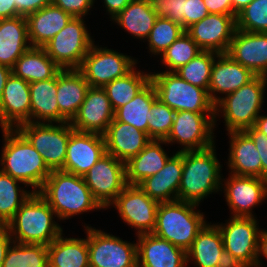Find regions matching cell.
<instances>
[{"label": "cell", "instance_id": "40", "mask_svg": "<svg viewBox=\"0 0 267 267\" xmlns=\"http://www.w3.org/2000/svg\"><path fill=\"white\" fill-rule=\"evenodd\" d=\"M217 54L213 51H201L175 72L188 83L203 88L208 92L211 69Z\"/></svg>", "mask_w": 267, "mask_h": 267}, {"label": "cell", "instance_id": "18", "mask_svg": "<svg viewBox=\"0 0 267 267\" xmlns=\"http://www.w3.org/2000/svg\"><path fill=\"white\" fill-rule=\"evenodd\" d=\"M106 154L102 134L73 131L67 143L62 171L83 176Z\"/></svg>", "mask_w": 267, "mask_h": 267}, {"label": "cell", "instance_id": "8", "mask_svg": "<svg viewBox=\"0 0 267 267\" xmlns=\"http://www.w3.org/2000/svg\"><path fill=\"white\" fill-rule=\"evenodd\" d=\"M158 98L176 111L215 113L208 92L182 79L176 72H151Z\"/></svg>", "mask_w": 267, "mask_h": 267}, {"label": "cell", "instance_id": "45", "mask_svg": "<svg viewBox=\"0 0 267 267\" xmlns=\"http://www.w3.org/2000/svg\"><path fill=\"white\" fill-rule=\"evenodd\" d=\"M153 6L159 18L170 19L184 28L185 0H157Z\"/></svg>", "mask_w": 267, "mask_h": 267}, {"label": "cell", "instance_id": "20", "mask_svg": "<svg viewBox=\"0 0 267 267\" xmlns=\"http://www.w3.org/2000/svg\"><path fill=\"white\" fill-rule=\"evenodd\" d=\"M26 122H31L29 83L11 73L0 99V126L16 129Z\"/></svg>", "mask_w": 267, "mask_h": 267}, {"label": "cell", "instance_id": "32", "mask_svg": "<svg viewBox=\"0 0 267 267\" xmlns=\"http://www.w3.org/2000/svg\"><path fill=\"white\" fill-rule=\"evenodd\" d=\"M86 238L64 237L62 232L47 246L48 267H89L88 226Z\"/></svg>", "mask_w": 267, "mask_h": 267}, {"label": "cell", "instance_id": "28", "mask_svg": "<svg viewBox=\"0 0 267 267\" xmlns=\"http://www.w3.org/2000/svg\"><path fill=\"white\" fill-rule=\"evenodd\" d=\"M163 145L168 146L165 140L152 139L143 150L125 163L128 185H139L164 167L170 156Z\"/></svg>", "mask_w": 267, "mask_h": 267}, {"label": "cell", "instance_id": "37", "mask_svg": "<svg viewBox=\"0 0 267 267\" xmlns=\"http://www.w3.org/2000/svg\"><path fill=\"white\" fill-rule=\"evenodd\" d=\"M151 81V71L137 70V65L125 76L106 84L103 89L114 112L130 102Z\"/></svg>", "mask_w": 267, "mask_h": 267}, {"label": "cell", "instance_id": "13", "mask_svg": "<svg viewBox=\"0 0 267 267\" xmlns=\"http://www.w3.org/2000/svg\"><path fill=\"white\" fill-rule=\"evenodd\" d=\"M88 226L89 267H137V243Z\"/></svg>", "mask_w": 267, "mask_h": 267}, {"label": "cell", "instance_id": "41", "mask_svg": "<svg viewBox=\"0 0 267 267\" xmlns=\"http://www.w3.org/2000/svg\"><path fill=\"white\" fill-rule=\"evenodd\" d=\"M202 50L197 43L184 32L161 55V64L167 72H175L181 66L186 65Z\"/></svg>", "mask_w": 267, "mask_h": 267}, {"label": "cell", "instance_id": "36", "mask_svg": "<svg viewBox=\"0 0 267 267\" xmlns=\"http://www.w3.org/2000/svg\"><path fill=\"white\" fill-rule=\"evenodd\" d=\"M157 98L155 86L150 81L130 102L114 112V118L148 134L147 118L150 117L151 106Z\"/></svg>", "mask_w": 267, "mask_h": 267}, {"label": "cell", "instance_id": "4", "mask_svg": "<svg viewBox=\"0 0 267 267\" xmlns=\"http://www.w3.org/2000/svg\"><path fill=\"white\" fill-rule=\"evenodd\" d=\"M56 217L47 201L33 192L6 226L14 242L48 246L63 232Z\"/></svg>", "mask_w": 267, "mask_h": 267}, {"label": "cell", "instance_id": "39", "mask_svg": "<svg viewBox=\"0 0 267 267\" xmlns=\"http://www.w3.org/2000/svg\"><path fill=\"white\" fill-rule=\"evenodd\" d=\"M2 267H48V250L43 244L12 242Z\"/></svg>", "mask_w": 267, "mask_h": 267}, {"label": "cell", "instance_id": "12", "mask_svg": "<svg viewBox=\"0 0 267 267\" xmlns=\"http://www.w3.org/2000/svg\"><path fill=\"white\" fill-rule=\"evenodd\" d=\"M215 128V113L176 111L165 141L168 145L179 144L177 152L203 150L215 144Z\"/></svg>", "mask_w": 267, "mask_h": 267}, {"label": "cell", "instance_id": "57", "mask_svg": "<svg viewBox=\"0 0 267 267\" xmlns=\"http://www.w3.org/2000/svg\"><path fill=\"white\" fill-rule=\"evenodd\" d=\"M253 0H232L233 15L242 11L246 6H248Z\"/></svg>", "mask_w": 267, "mask_h": 267}, {"label": "cell", "instance_id": "21", "mask_svg": "<svg viewBox=\"0 0 267 267\" xmlns=\"http://www.w3.org/2000/svg\"><path fill=\"white\" fill-rule=\"evenodd\" d=\"M255 76L248 68L235 61L229 54H217L212 65L211 80L208 88L210 100L216 105L224 98V95L226 96L238 90Z\"/></svg>", "mask_w": 267, "mask_h": 267}, {"label": "cell", "instance_id": "34", "mask_svg": "<svg viewBox=\"0 0 267 267\" xmlns=\"http://www.w3.org/2000/svg\"><path fill=\"white\" fill-rule=\"evenodd\" d=\"M61 70L47 55L43 47H30L12 67V73L28 83L49 80Z\"/></svg>", "mask_w": 267, "mask_h": 267}, {"label": "cell", "instance_id": "30", "mask_svg": "<svg viewBox=\"0 0 267 267\" xmlns=\"http://www.w3.org/2000/svg\"><path fill=\"white\" fill-rule=\"evenodd\" d=\"M89 84L78 69H62L57 74L59 112L70 122L85 100Z\"/></svg>", "mask_w": 267, "mask_h": 267}, {"label": "cell", "instance_id": "55", "mask_svg": "<svg viewBox=\"0 0 267 267\" xmlns=\"http://www.w3.org/2000/svg\"><path fill=\"white\" fill-rule=\"evenodd\" d=\"M11 73H12V68H10L6 65L0 64V99H1L2 94H3V90H4V87L6 85V81L9 78V76L11 75Z\"/></svg>", "mask_w": 267, "mask_h": 267}, {"label": "cell", "instance_id": "49", "mask_svg": "<svg viewBox=\"0 0 267 267\" xmlns=\"http://www.w3.org/2000/svg\"><path fill=\"white\" fill-rule=\"evenodd\" d=\"M18 16H28L41 8L52 4V0H14Z\"/></svg>", "mask_w": 267, "mask_h": 267}, {"label": "cell", "instance_id": "42", "mask_svg": "<svg viewBox=\"0 0 267 267\" xmlns=\"http://www.w3.org/2000/svg\"><path fill=\"white\" fill-rule=\"evenodd\" d=\"M185 29L170 19L157 18L154 27L151 29L147 42L149 54L154 57L160 56L174 41H176Z\"/></svg>", "mask_w": 267, "mask_h": 267}, {"label": "cell", "instance_id": "25", "mask_svg": "<svg viewBox=\"0 0 267 267\" xmlns=\"http://www.w3.org/2000/svg\"><path fill=\"white\" fill-rule=\"evenodd\" d=\"M106 153L127 162L152 140L147 133L115 118L103 134Z\"/></svg>", "mask_w": 267, "mask_h": 267}, {"label": "cell", "instance_id": "38", "mask_svg": "<svg viewBox=\"0 0 267 267\" xmlns=\"http://www.w3.org/2000/svg\"><path fill=\"white\" fill-rule=\"evenodd\" d=\"M21 184L24 186L20 187ZM27 189L24 183L0 170V226H6L33 193Z\"/></svg>", "mask_w": 267, "mask_h": 267}, {"label": "cell", "instance_id": "10", "mask_svg": "<svg viewBox=\"0 0 267 267\" xmlns=\"http://www.w3.org/2000/svg\"><path fill=\"white\" fill-rule=\"evenodd\" d=\"M86 18L73 17L43 48L61 69H78L95 42Z\"/></svg>", "mask_w": 267, "mask_h": 267}, {"label": "cell", "instance_id": "58", "mask_svg": "<svg viewBox=\"0 0 267 267\" xmlns=\"http://www.w3.org/2000/svg\"><path fill=\"white\" fill-rule=\"evenodd\" d=\"M262 256L264 259H267V230L263 237ZM260 267H262V265H260Z\"/></svg>", "mask_w": 267, "mask_h": 267}, {"label": "cell", "instance_id": "27", "mask_svg": "<svg viewBox=\"0 0 267 267\" xmlns=\"http://www.w3.org/2000/svg\"><path fill=\"white\" fill-rule=\"evenodd\" d=\"M73 17L53 3L26 16L31 47H43L60 32Z\"/></svg>", "mask_w": 267, "mask_h": 267}, {"label": "cell", "instance_id": "2", "mask_svg": "<svg viewBox=\"0 0 267 267\" xmlns=\"http://www.w3.org/2000/svg\"><path fill=\"white\" fill-rule=\"evenodd\" d=\"M0 170L39 192L52 172L40 153L17 129H1Z\"/></svg>", "mask_w": 267, "mask_h": 267}, {"label": "cell", "instance_id": "44", "mask_svg": "<svg viewBox=\"0 0 267 267\" xmlns=\"http://www.w3.org/2000/svg\"><path fill=\"white\" fill-rule=\"evenodd\" d=\"M148 117V136L155 140H165L169 135L175 111L157 98L151 106Z\"/></svg>", "mask_w": 267, "mask_h": 267}, {"label": "cell", "instance_id": "50", "mask_svg": "<svg viewBox=\"0 0 267 267\" xmlns=\"http://www.w3.org/2000/svg\"><path fill=\"white\" fill-rule=\"evenodd\" d=\"M209 13L233 15L232 0H203Z\"/></svg>", "mask_w": 267, "mask_h": 267}, {"label": "cell", "instance_id": "33", "mask_svg": "<svg viewBox=\"0 0 267 267\" xmlns=\"http://www.w3.org/2000/svg\"><path fill=\"white\" fill-rule=\"evenodd\" d=\"M158 18L153 3L146 0H132L110 21L124 29L133 38L146 40Z\"/></svg>", "mask_w": 267, "mask_h": 267}, {"label": "cell", "instance_id": "43", "mask_svg": "<svg viewBox=\"0 0 267 267\" xmlns=\"http://www.w3.org/2000/svg\"><path fill=\"white\" fill-rule=\"evenodd\" d=\"M237 30L267 33V0H253L236 16Z\"/></svg>", "mask_w": 267, "mask_h": 267}, {"label": "cell", "instance_id": "51", "mask_svg": "<svg viewBox=\"0 0 267 267\" xmlns=\"http://www.w3.org/2000/svg\"><path fill=\"white\" fill-rule=\"evenodd\" d=\"M132 0H102L110 20L121 12Z\"/></svg>", "mask_w": 267, "mask_h": 267}, {"label": "cell", "instance_id": "16", "mask_svg": "<svg viewBox=\"0 0 267 267\" xmlns=\"http://www.w3.org/2000/svg\"><path fill=\"white\" fill-rule=\"evenodd\" d=\"M222 191L233 217L256 218L254 208L267 200V180L228 174V178H222Z\"/></svg>", "mask_w": 267, "mask_h": 267}, {"label": "cell", "instance_id": "19", "mask_svg": "<svg viewBox=\"0 0 267 267\" xmlns=\"http://www.w3.org/2000/svg\"><path fill=\"white\" fill-rule=\"evenodd\" d=\"M114 119V110L103 88L89 87L85 100L69 122L75 131L104 134Z\"/></svg>", "mask_w": 267, "mask_h": 267}, {"label": "cell", "instance_id": "22", "mask_svg": "<svg viewBox=\"0 0 267 267\" xmlns=\"http://www.w3.org/2000/svg\"><path fill=\"white\" fill-rule=\"evenodd\" d=\"M137 267H187L186 252L153 233L137 235Z\"/></svg>", "mask_w": 267, "mask_h": 267}, {"label": "cell", "instance_id": "46", "mask_svg": "<svg viewBox=\"0 0 267 267\" xmlns=\"http://www.w3.org/2000/svg\"><path fill=\"white\" fill-rule=\"evenodd\" d=\"M96 0H52V3L72 17L85 18Z\"/></svg>", "mask_w": 267, "mask_h": 267}, {"label": "cell", "instance_id": "7", "mask_svg": "<svg viewBox=\"0 0 267 267\" xmlns=\"http://www.w3.org/2000/svg\"><path fill=\"white\" fill-rule=\"evenodd\" d=\"M256 219L230 215L225 223H215L222 235L224 250L246 267L262 265V246L266 229H260Z\"/></svg>", "mask_w": 267, "mask_h": 267}, {"label": "cell", "instance_id": "6", "mask_svg": "<svg viewBox=\"0 0 267 267\" xmlns=\"http://www.w3.org/2000/svg\"><path fill=\"white\" fill-rule=\"evenodd\" d=\"M266 88L267 77L255 76L238 90L224 96L215 105V126L217 118L222 117L227 133L253 127L262 112Z\"/></svg>", "mask_w": 267, "mask_h": 267}, {"label": "cell", "instance_id": "53", "mask_svg": "<svg viewBox=\"0 0 267 267\" xmlns=\"http://www.w3.org/2000/svg\"><path fill=\"white\" fill-rule=\"evenodd\" d=\"M216 267H246L242 262L235 258L231 253L223 250L222 254L218 257Z\"/></svg>", "mask_w": 267, "mask_h": 267}, {"label": "cell", "instance_id": "9", "mask_svg": "<svg viewBox=\"0 0 267 267\" xmlns=\"http://www.w3.org/2000/svg\"><path fill=\"white\" fill-rule=\"evenodd\" d=\"M40 153L47 167L61 170L65 163L67 143L75 130L66 123L26 122L16 128Z\"/></svg>", "mask_w": 267, "mask_h": 267}, {"label": "cell", "instance_id": "35", "mask_svg": "<svg viewBox=\"0 0 267 267\" xmlns=\"http://www.w3.org/2000/svg\"><path fill=\"white\" fill-rule=\"evenodd\" d=\"M223 250V239L218 226L215 222H208L196 235L192 246L186 252L187 267L189 262L195 267H216L218 257Z\"/></svg>", "mask_w": 267, "mask_h": 267}, {"label": "cell", "instance_id": "52", "mask_svg": "<svg viewBox=\"0 0 267 267\" xmlns=\"http://www.w3.org/2000/svg\"><path fill=\"white\" fill-rule=\"evenodd\" d=\"M13 242L7 226H0V267L6 257L7 250Z\"/></svg>", "mask_w": 267, "mask_h": 267}, {"label": "cell", "instance_id": "29", "mask_svg": "<svg viewBox=\"0 0 267 267\" xmlns=\"http://www.w3.org/2000/svg\"><path fill=\"white\" fill-rule=\"evenodd\" d=\"M31 100V122L66 123L69 122L60 112L57 95V75L45 81L29 83Z\"/></svg>", "mask_w": 267, "mask_h": 267}, {"label": "cell", "instance_id": "1", "mask_svg": "<svg viewBox=\"0 0 267 267\" xmlns=\"http://www.w3.org/2000/svg\"><path fill=\"white\" fill-rule=\"evenodd\" d=\"M220 163L215 144L203 150L184 151L178 200L200 205L210 194H218L223 177Z\"/></svg>", "mask_w": 267, "mask_h": 267}, {"label": "cell", "instance_id": "59", "mask_svg": "<svg viewBox=\"0 0 267 267\" xmlns=\"http://www.w3.org/2000/svg\"><path fill=\"white\" fill-rule=\"evenodd\" d=\"M146 1H148V2H150V3H154V2L157 1V0H146Z\"/></svg>", "mask_w": 267, "mask_h": 267}, {"label": "cell", "instance_id": "15", "mask_svg": "<svg viewBox=\"0 0 267 267\" xmlns=\"http://www.w3.org/2000/svg\"><path fill=\"white\" fill-rule=\"evenodd\" d=\"M117 210L119 217L136 230V236L152 233L156 224L159 203L150 198L139 185H127L109 205Z\"/></svg>", "mask_w": 267, "mask_h": 267}, {"label": "cell", "instance_id": "3", "mask_svg": "<svg viewBox=\"0 0 267 267\" xmlns=\"http://www.w3.org/2000/svg\"><path fill=\"white\" fill-rule=\"evenodd\" d=\"M55 212L58 220L103 208L93 198L83 176L53 170L38 192Z\"/></svg>", "mask_w": 267, "mask_h": 267}, {"label": "cell", "instance_id": "5", "mask_svg": "<svg viewBox=\"0 0 267 267\" xmlns=\"http://www.w3.org/2000/svg\"><path fill=\"white\" fill-rule=\"evenodd\" d=\"M197 204L185 201L159 203L153 234L187 252L208 223Z\"/></svg>", "mask_w": 267, "mask_h": 267}, {"label": "cell", "instance_id": "54", "mask_svg": "<svg viewBox=\"0 0 267 267\" xmlns=\"http://www.w3.org/2000/svg\"><path fill=\"white\" fill-rule=\"evenodd\" d=\"M18 16L14 0H0V19L14 18Z\"/></svg>", "mask_w": 267, "mask_h": 267}, {"label": "cell", "instance_id": "26", "mask_svg": "<svg viewBox=\"0 0 267 267\" xmlns=\"http://www.w3.org/2000/svg\"><path fill=\"white\" fill-rule=\"evenodd\" d=\"M229 137V174L262 178V163L252 138L245 131L226 133Z\"/></svg>", "mask_w": 267, "mask_h": 267}, {"label": "cell", "instance_id": "11", "mask_svg": "<svg viewBox=\"0 0 267 267\" xmlns=\"http://www.w3.org/2000/svg\"><path fill=\"white\" fill-rule=\"evenodd\" d=\"M138 62L133 56L93 43L78 70L90 87L103 88L109 82L125 76Z\"/></svg>", "mask_w": 267, "mask_h": 267}, {"label": "cell", "instance_id": "17", "mask_svg": "<svg viewBox=\"0 0 267 267\" xmlns=\"http://www.w3.org/2000/svg\"><path fill=\"white\" fill-rule=\"evenodd\" d=\"M236 28V16L209 13L185 32L202 51L227 53Z\"/></svg>", "mask_w": 267, "mask_h": 267}, {"label": "cell", "instance_id": "47", "mask_svg": "<svg viewBox=\"0 0 267 267\" xmlns=\"http://www.w3.org/2000/svg\"><path fill=\"white\" fill-rule=\"evenodd\" d=\"M209 14L203 0H185L184 29L199 22Z\"/></svg>", "mask_w": 267, "mask_h": 267}, {"label": "cell", "instance_id": "23", "mask_svg": "<svg viewBox=\"0 0 267 267\" xmlns=\"http://www.w3.org/2000/svg\"><path fill=\"white\" fill-rule=\"evenodd\" d=\"M227 54L256 76L267 77V33L236 30Z\"/></svg>", "mask_w": 267, "mask_h": 267}, {"label": "cell", "instance_id": "31", "mask_svg": "<svg viewBox=\"0 0 267 267\" xmlns=\"http://www.w3.org/2000/svg\"><path fill=\"white\" fill-rule=\"evenodd\" d=\"M30 47L25 16L0 19V64L12 68Z\"/></svg>", "mask_w": 267, "mask_h": 267}, {"label": "cell", "instance_id": "56", "mask_svg": "<svg viewBox=\"0 0 267 267\" xmlns=\"http://www.w3.org/2000/svg\"><path fill=\"white\" fill-rule=\"evenodd\" d=\"M254 127L267 136V114H260L255 121Z\"/></svg>", "mask_w": 267, "mask_h": 267}, {"label": "cell", "instance_id": "24", "mask_svg": "<svg viewBox=\"0 0 267 267\" xmlns=\"http://www.w3.org/2000/svg\"><path fill=\"white\" fill-rule=\"evenodd\" d=\"M172 154L158 173L144 179L139 184V187L158 203L178 200L183 169V152L176 151Z\"/></svg>", "mask_w": 267, "mask_h": 267}, {"label": "cell", "instance_id": "48", "mask_svg": "<svg viewBox=\"0 0 267 267\" xmlns=\"http://www.w3.org/2000/svg\"><path fill=\"white\" fill-rule=\"evenodd\" d=\"M245 132L255 143L262 163V178L267 180V136L259 132L254 126L246 129Z\"/></svg>", "mask_w": 267, "mask_h": 267}, {"label": "cell", "instance_id": "14", "mask_svg": "<svg viewBox=\"0 0 267 267\" xmlns=\"http://www.w3.org/2000/svg\"><path fill=\"white\" fill-rule=\"evenodd\" d=\"M85 184L92 193L93 198L103 210L109 205L128 185L126 181L125 162L106 153L98 162L83 175Z\"/></svg>", "mask_w": 267, "mask_h": 267}]
</instances>
